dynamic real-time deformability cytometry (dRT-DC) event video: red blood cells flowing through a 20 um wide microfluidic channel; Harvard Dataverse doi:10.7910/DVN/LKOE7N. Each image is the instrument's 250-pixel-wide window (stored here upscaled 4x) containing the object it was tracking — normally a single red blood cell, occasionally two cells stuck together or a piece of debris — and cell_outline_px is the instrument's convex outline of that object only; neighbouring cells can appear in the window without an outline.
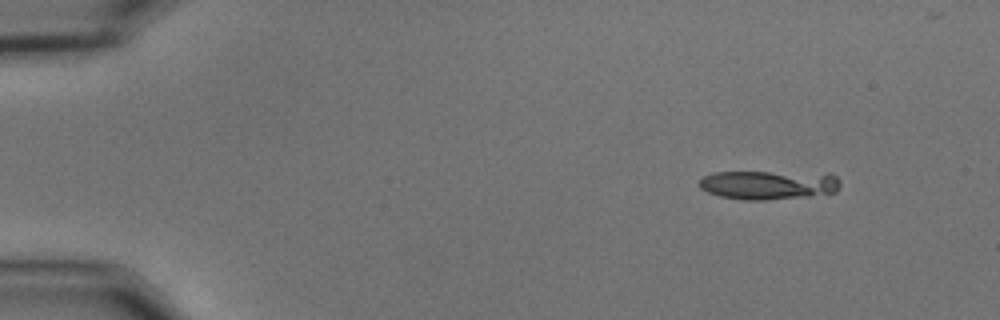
{"species": "common noctule bat (a hibernating species)", "species_latin": "Nyctalus noctula", "temperature_condition": "cold", "stored_images_in_passage": 2, "camera_frame_rate_fps": 3000, "um_per_image_px": 0.085, "animal": {"sex": "male", "body_mass_g": 15.6}, "frame": {"image": 1, "passage_image": 1, "time_ms": 0.0, "image_size_px": [1000, 320], "cell_outline_px": [[840, 184], [836, 192], [808, 196], [764, 200], [744, 200], [720, 196], [708, 192], [700, 188], [700, 180], [704, 176], [712, 172], [828, 172], [836, 176], [840, 180]], "centroid_in_image_um": [65.38, 15.7], "position_along_channel_um": 19.6, "area_um2": 24.1}}